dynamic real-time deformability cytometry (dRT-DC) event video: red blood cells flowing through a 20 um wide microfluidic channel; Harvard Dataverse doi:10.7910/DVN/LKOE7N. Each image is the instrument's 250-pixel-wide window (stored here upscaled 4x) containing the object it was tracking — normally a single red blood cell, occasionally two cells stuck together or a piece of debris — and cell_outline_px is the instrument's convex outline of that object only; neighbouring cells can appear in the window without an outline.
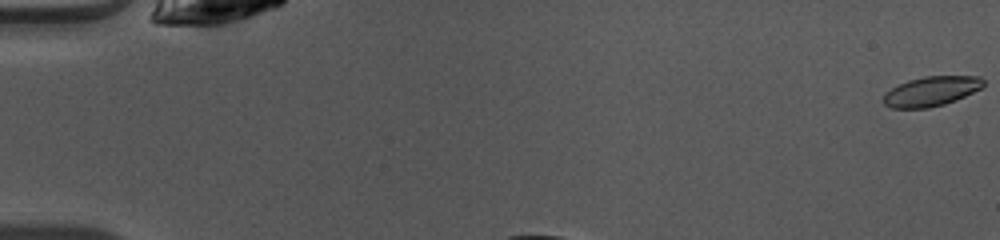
{"species": "common noctule bat (a hibernating species)", "species_latin": "Nyctalus noctula", "temperature_condition": "warm", "stored_images_in_passage": 36, "camera_frame_rate_fps": 3000, "um_per_image_px": 0.085, "animal": {"sex": "female", "body_mass_g": 10.0, "forearm_length_mm": 53.1}, "frame": {"image": 1, "passage_image": 1, "time_ms": 0.0, "image_size_px": [1000, 240], "cell_outline_px": [[984, 88], [944, 104], [928, 108], [892, 108], [884, 104], [884, 92], [908, 80], [924, 76], [980, 76], [984, 80]], "centroid_in_image_um": [79.18, 7.75], "position_along_channel_um": 5.8, "area_um2": 17.28}}
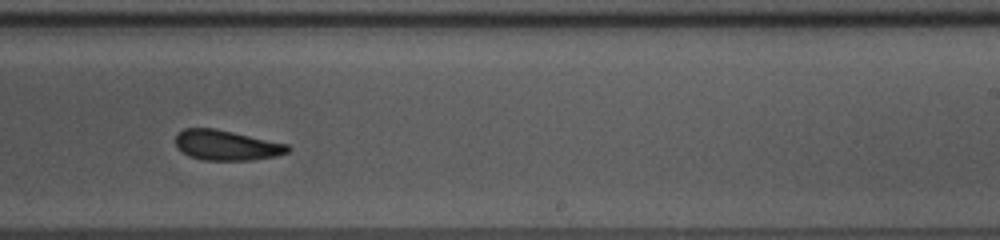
{"frame": {"image": 2, "passage_image": 21, "time_ms": 6.667, "image_size_px": [1000, 240], "cell_outline_px": [[292, 148], [288, 152], [276, 156], [252, 160], [204, 160], [188, 156], [176, 148], [176, 132], [184, 128], [216, 128], [288, 144]], "centroid_in_image_um": [19.23, 12.34], "position_along_channel_um": 269.8, "area_um2": 19.94}}
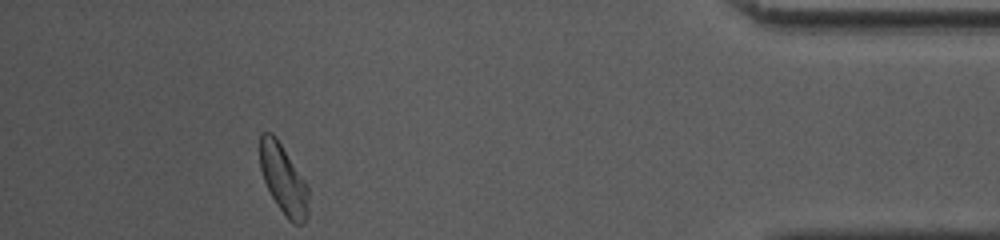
{"frame": {"image": 3, "passage_image": 35, "time_ms": 11.333, "image_size_px": [1000, 240], "cell_outline_px": [[308, 212], [304, 224], [292, 224], [288, 220], [276, 204], [264, 180], [260, 168], [260, 132], [272, 132], [276, 136], [304, 180], [308, 188]], "centroid_in_image_um": [24.08, 15.25], "position_along_channel_um": 411.1, "area_um2": 19.59}, "authors_computed_cell_mechanics": {"area_um2": 19.941, "velocity_mm_per_s": 4.07, "shape_relaxation_time_tau1_ms": 2.5996, "shape_relaxation_time_tau2_ms": 2.3598, "deformation_change_tau1": 0.11, "deformation_change_tau2": 0.068}}